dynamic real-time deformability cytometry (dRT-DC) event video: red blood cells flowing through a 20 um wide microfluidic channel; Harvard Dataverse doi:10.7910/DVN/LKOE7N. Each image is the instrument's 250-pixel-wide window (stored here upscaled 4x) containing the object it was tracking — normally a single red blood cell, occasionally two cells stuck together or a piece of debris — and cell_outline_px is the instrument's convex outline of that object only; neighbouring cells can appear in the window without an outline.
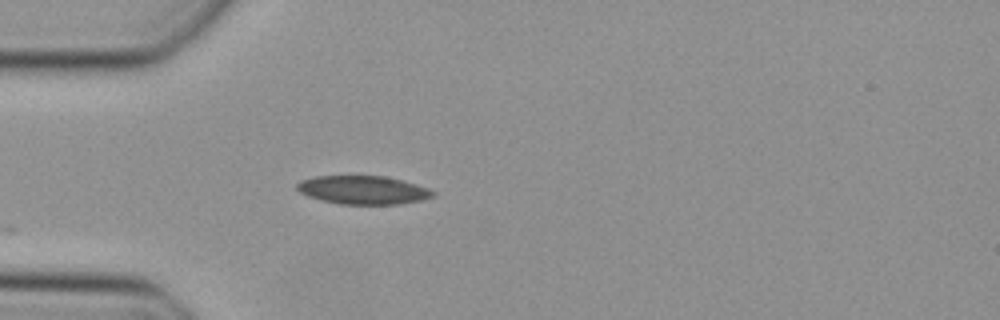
{"species": "Egyptian fruit bat (a non-hibernating species)", "species_latin": "Rousettus aegyptiacus", "temperature_condition": "cold", "stored_images_in_passage": 27, "camera_frame_rate_fps": 3000, "um_per_image_px": 0.085, "animal": {"sex": "female"}, "frame": {"image": 1, "passage_image": 1, "time_ms": 0.0, "image_size_px": [1000, 320], "cell_outline_px": [[436, 196], [420, 200], [400, 204], [340, 204], [320, 200], [308, 196], [300, 192], [296, 188], [296, 184], [300, 180], [316, 176], [384, 176], [400, 180], [428, 188], [436, 192]], "centroid_in_image_um": [30.84, 16.15], "position_along_channel_um": 54.2, "area_um2": 22.48}}
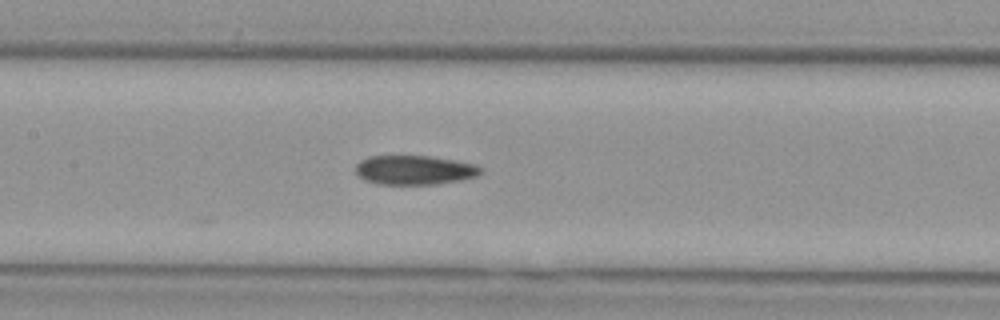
{"frame": {"image": 2, "passage_image": 10, "time_ms": 3.0, "image_size_px": [1000, 320], "cell_outline_px": [[484, 172], [476, 176], [460, 180], [436, 184], [380, 184], [364, 180], [356, 172], [356, 164], [360, 160], [368, 156], [428, 156], [476, 164], [484, 168]], "centroid_in_image_um": [35.25, 14.45], "position_along_channel_um": 172.2, "area_um2": 21.33}}
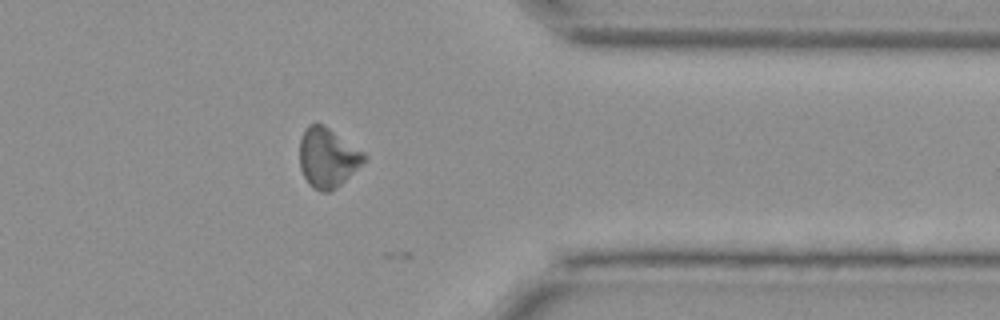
{"frame": {"image": 3, "passage_image": 26, "time_ms": 8.333, "image_size_px": [1000, 320], "cell_outline_px": [[368, 156], [336, 188], [328, 192], [320, 192], [312, 188], [308, 184], [300, 168], [300, 136], [308, 124], [324, 124], [364, 152]], "centroid_in_image_um": [27.81, 13.39], "position_along_channel_um": 383.6, "area_um2": 22.2}}